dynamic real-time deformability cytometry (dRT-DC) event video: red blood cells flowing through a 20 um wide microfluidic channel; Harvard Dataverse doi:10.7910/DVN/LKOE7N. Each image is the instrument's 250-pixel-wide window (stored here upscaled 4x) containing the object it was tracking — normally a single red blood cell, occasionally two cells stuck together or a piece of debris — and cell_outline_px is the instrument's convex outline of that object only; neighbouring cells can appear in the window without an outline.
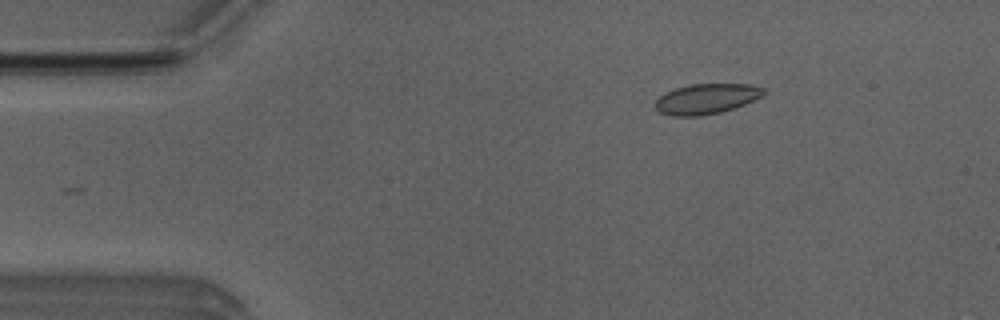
{"species": "Egyptian fruit bat (a non-hibernating species)", "species_latin": "Rousettus aegyptiacus", "temperature_condition": "room temperature", "stored_images_in_passage": 42, "camera_frame_rate_fps": 3000, "um_per_image_px": 0.085, "animal": {"sex": "male"}, "frame": {"image": 1, "passage_image": 2, "time_ms": 0.333, "image_size_px": [1000, 320], "cell_outline_px": [[768, 92], [764, 96], [744, 104], [720, 112], [700, 116], [672, 116], [660, 112], [656, 108], [656, 100], [660, 96], [676, 88], [692, 84], [752, 84], [764, 88]], "centroid_in_image_um": [60.1, 8.39], "position_along_channel_um": 24.9, "area_um2": 19.02}}
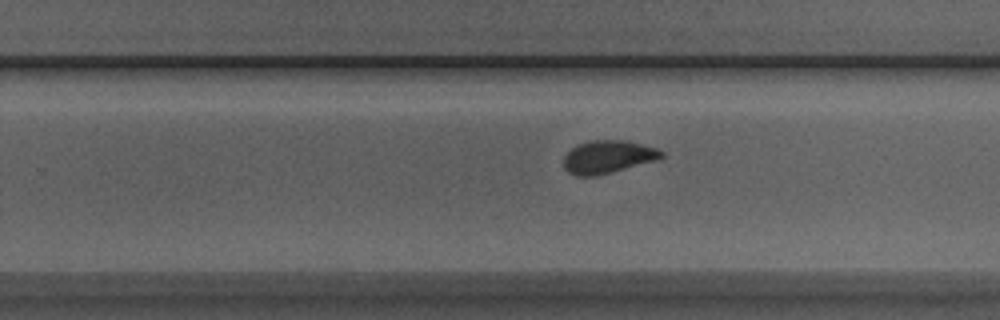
{"frame": {"image": 2, "passage_image": 26, "time_ms": 8.333, "image_size_px": [1000, 320], "cell_outline_px": [[664, 156], [660, 160], [596, 176], [576, 176], [568, 172], [564, 168], [564, 156], [576, 144], [588, 140], [628, 140], [656, 148], [664, 152]], "centroid_in_image_um": [51.7, 13.33], "position_along_channel_um": 278.1, "area_um2": 19.07}}
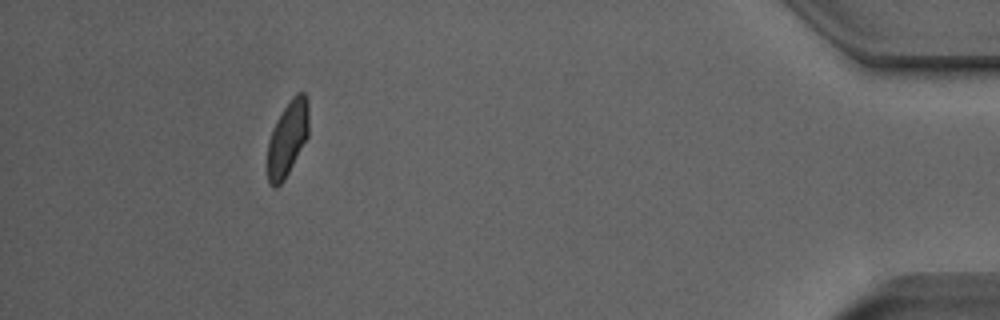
{"frame": {"image": 3, "passage_image": 41, "time_ms": 13.333, "image_size_px": [1000, 320], "cell_outline_px": [[308, 136], [284, 180], [276, 188], [272, 188], [268, 184], [268, 140], [272, 128], [276, 120], [292, 96], [296, 92], [304, 92], [308, 100]], "centroid_in_image_um": [24.43, 11.76], "position_along_channel_um": 410.8, "area_um2": 18.09}, "authors_computed_cell_mechanics": {"area_um2": 19.0162, "velocity_mm_per_s": 3.9634, "shape_relaxation_time_tau1_ms": 4.2578, "shape_relaxation_time_tau2_ms": 0.8519, "deformation_change_tau1": 0.1194, "deformation_change_tau2": 0.0262}}